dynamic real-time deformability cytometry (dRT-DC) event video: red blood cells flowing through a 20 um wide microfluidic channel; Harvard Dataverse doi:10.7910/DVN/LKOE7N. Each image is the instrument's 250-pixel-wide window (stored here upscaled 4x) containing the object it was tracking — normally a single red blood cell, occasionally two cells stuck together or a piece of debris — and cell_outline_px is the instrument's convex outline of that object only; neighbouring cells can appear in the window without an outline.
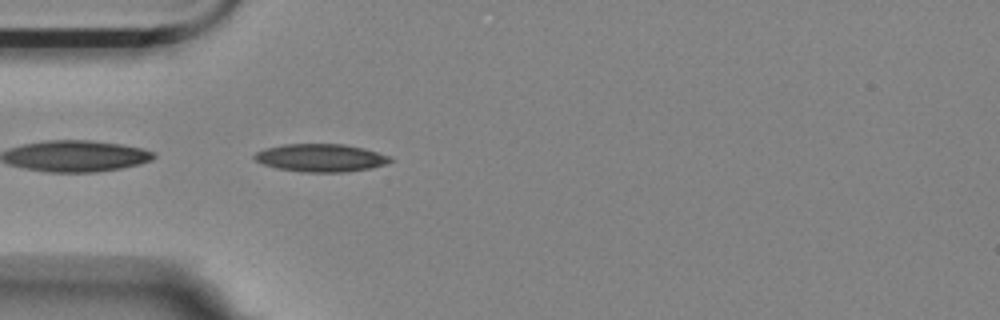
{"species": "Egyptian fruit bat (a non-hibernating species)", "species_latin": "Rousettus aegyptiacus", "temperature_condition": "room temperature", "stored_images_in_passage": 3, "camera_frame_rate_fps": 3000, "um_per_image_px": 0.085, "animal": {"sex": "female"}, "frame": {"image": 1, "passage_image": 3, "time_ms": 2.333, "image_size_px": [1000, 320], "cell_outline_px": [[396, 160], [372, 168], [344, 172], [308, 172], [276, 168], [264, 164], [256, 160], [252, 156], [256, 152], [264, 148], [284, 144], [344, 144], [364, 148], [388, 156]], "centroid_in_image_um": [27.26, 13.41], "position_along_channel_um": 57.7, "area_um2": 21.96}}